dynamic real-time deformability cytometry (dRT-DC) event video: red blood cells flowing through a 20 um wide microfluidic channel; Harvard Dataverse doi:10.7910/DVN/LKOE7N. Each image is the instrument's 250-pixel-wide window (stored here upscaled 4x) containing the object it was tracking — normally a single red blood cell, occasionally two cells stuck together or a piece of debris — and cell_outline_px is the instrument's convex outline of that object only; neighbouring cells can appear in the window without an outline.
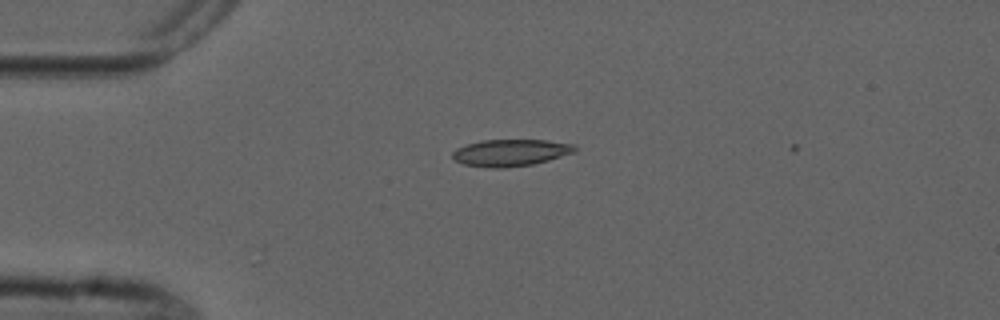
{"species": "common noctule bat (a hibernating species)", "species_latin": "Nyctalus noctula", "temperature_condition": "cold", "stored_images_in_passage": 4, "camera_frame_rate_fps": 3000, "um_per_image_px": 0.085, "animal": {"sex": "male", "forearm_length_mm": 52.5}, "frame": {"image": 1, "passage_image": 4, "time_ms": 3.667, "image_size_px": [1000, 320], "cell_outline_px": [[576, 152], [548, 160], [532, 164], [500, 168], [492, 168], [464, 164], [456, 160], [452, 156], [452, 152], [456, 148], [480, 140], [544, 140], [576, 144]], "centroid_in_image_um": [43.42, 12.97], "position_along_channel_um": 41.6, "area_um2": 19.02}}